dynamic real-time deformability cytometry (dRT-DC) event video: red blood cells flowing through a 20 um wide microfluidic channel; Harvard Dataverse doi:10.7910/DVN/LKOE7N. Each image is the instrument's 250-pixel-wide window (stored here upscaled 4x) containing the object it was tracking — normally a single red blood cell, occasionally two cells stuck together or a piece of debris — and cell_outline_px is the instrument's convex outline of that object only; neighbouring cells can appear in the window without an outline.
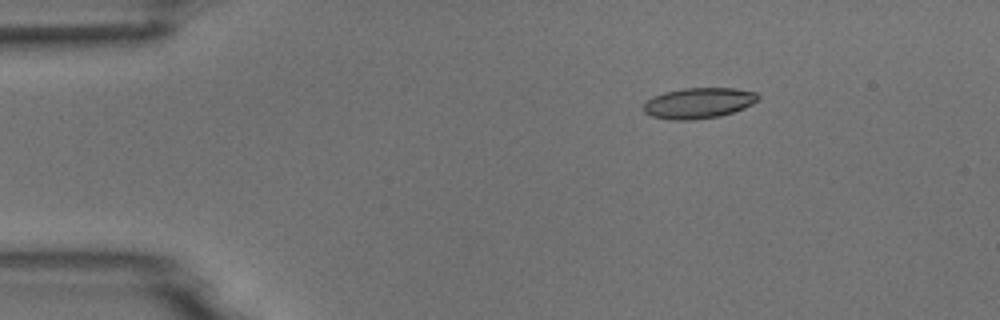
{"species": "common noctule bat (a hibernating species)", "species_latin": "Nyctalus noctula", "temperature_condition": "room temperature", "stored_images_in_passage": 3, "camera_frame_rate_fps": 3000, "um_per_image_px": 0.085, "animal": {"sex": "male", "body_mass_g": 18.8}, "frame": {"image": 1, "passage_image": 1, "time_ms": 0.0, "image_size_px": [1000, 320], "cell_outline_px": [[760, 96], [752, 104], [744, 108], [720, 116], [692, 120], [672, 120], [652, 116], [644, 112], [644, 104], [652, 96], [664, 92], [684, 88], [736, 88], [756, 92]], "centroid_in_image_um": [59.38, 8.75], "position_along_channel_um": 25.6, "area_um2": 20.46}}